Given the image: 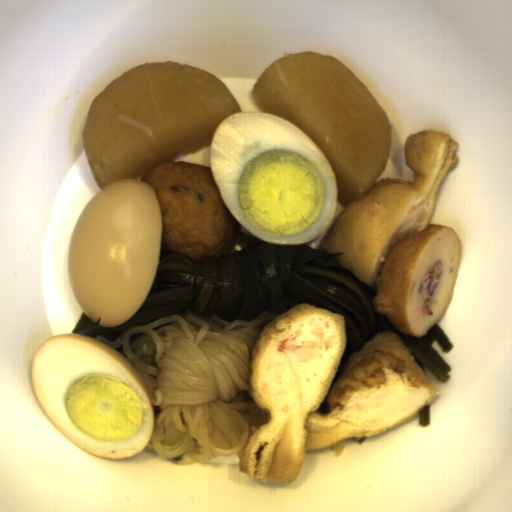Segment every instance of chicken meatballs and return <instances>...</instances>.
Returning a JSON list of instances; mask_svg holds the SVG:
<instances>
[{"instance_id": "fd5e1221", "label": "chicken meatballs", "mask_w": 512, "mask_h": 512, "mask_svg": "<svg viewBox=\"0 0 512 512\" xmlns=\"http://www.w3.org/2000/svg\"><path fill=\"white\" fill-rule=\"evenodd\" d=\"M462 259L454 230L427 224L388 252L373 286V309L403 335L424 337L452 301Z\"/></svg>"}, {"instance_id": "f4306124", "label": "chicken meatballs", "mask_w": 512, "mask_h": 512, "mask_svg": "<svg viewBox=\"0 0 512 512\" xmlns=\"http://www.w3.org/2000/svg\"><path fill=\"white\" fill-rule=\"evenodd\" d=\"M156 193L161 243L183 258L214 259L234 244L240 221L226 205L212 167L174 161L156 165L135 179Z\"/></svg>"}]
</instances>
